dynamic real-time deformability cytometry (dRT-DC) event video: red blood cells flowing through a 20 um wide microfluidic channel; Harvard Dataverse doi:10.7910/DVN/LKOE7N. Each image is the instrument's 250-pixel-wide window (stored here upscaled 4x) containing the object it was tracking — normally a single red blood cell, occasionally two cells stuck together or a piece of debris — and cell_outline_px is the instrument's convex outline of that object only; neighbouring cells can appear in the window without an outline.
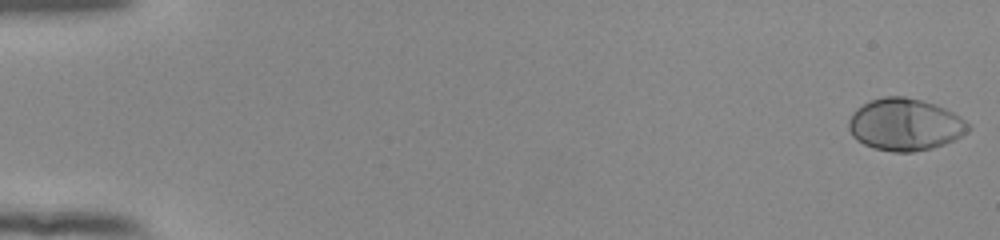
{"species": "human", "species_latin": "Homo sapiens", "temperature_condition": "room temperature", "stored_images_in_passage": 54, "camera_frame_rate_fps": 3000, "um_per_image_px": 0.085, "donor": {"sex": "female"}, "frame": {"image": 1, "passage_image": 1, "time_ms": 0.0, "image_size_px": [1000, 240], "cell_outline_px": [[972, 128], [968, 132], [944, 144], [932, 148], [912, 152], [892, 152], [876, 148], [864, 144], [856, 140], [852, 136], [848, 128], [848, 120], [852, 112], [856, 108], [872, 100], [884, 96], [904, 96], [936, 104], [960, 116]], "centroid_in_image_um": [76.91, 10.59], "position_along_channel_um": 8.1, "area_um2": 36.3}}
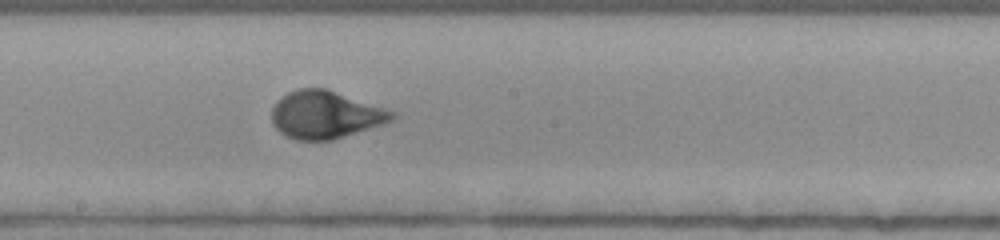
{"frame": {"image": 2, "passage_image": 31, "time_ms": 10.0, "image_size_px": [1000, 240], "cell_outline_px": [[396, 116], [392, 120], [384, 124], [332, 140], [296, 140], [284, 136], [272, 124], [272, 108], [288, 92], [300, 88], [328, 88], [396, 112]], "centroid_in_image_um": [27.67, 9.76], "position_along_channel_um": 220.5, "area_um2": 33.41}}
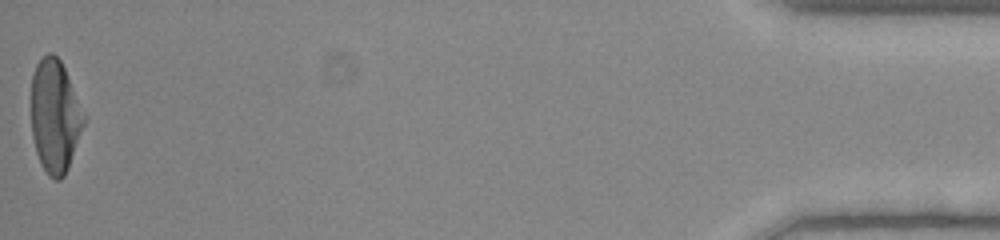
{"frame": {"image": 3, "passage_image": 54, "time_ms": 17.667, "image_size_px": [1000, 240], "cell_outline_px": [[84, 124], [68, 168], [64, 176], [60, 180], [56, 180], [48, 176], [40, 164], [36, 152], [32, 136], [32, 76], [36, 64], [48, 52], [52, 52], [60, 60], [64, 68], [84, 116]], "centroid_in_image_um": [4.64, 9.91], "position_along_channel_um": 430.6, "area_um2": 34.1}, "authors_computed_cell_mechanics": {"area_um2": 33.7552, "velocity_mm_per_s": 3.908, "shape_relaxation_time_tau1_ms": 4.0516, "shape_relaxation_time_tau2_ms": null, "deformation_change_tau1": 0.2265, "deformation_change_tau2": null}}